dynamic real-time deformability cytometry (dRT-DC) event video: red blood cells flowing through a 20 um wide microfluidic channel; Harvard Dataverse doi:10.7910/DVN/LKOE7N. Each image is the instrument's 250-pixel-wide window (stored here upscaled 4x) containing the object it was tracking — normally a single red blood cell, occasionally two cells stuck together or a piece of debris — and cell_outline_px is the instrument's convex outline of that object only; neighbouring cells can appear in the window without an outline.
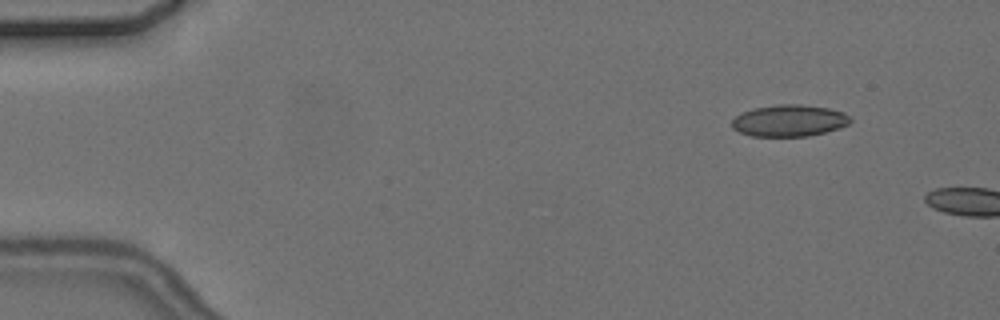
{"species": "common noctule bat (a hibernating species)", "species_latin": "Nyctalus noctula", "temperature_condition": "cold", "stored_images_in_passage": 2, "camera_frame_rate_fps": 3000, "um_per_image_px": 0.085, "animal": {"sex": "female", "body_mass_g": 24.6, "forearm_length_mm": 56.2}, "frame": {"image": 1, "passage_image": 1, "time_ms": 0.0, "image_size_px": [1000, 320], "cell_outline_px": [[852, 120], [848, 124], [840, 128], [808, 136], [752, 136], [740, 132], [732, 128], [732, 120], [736, 116], [752, 108], [776, 104], [800, 104], [828, 108], [844, 112]], "centroid_in_image_um": [67.08, 10.25], "position_along_channel_um": 17.9, "area_um2": 21.85}}